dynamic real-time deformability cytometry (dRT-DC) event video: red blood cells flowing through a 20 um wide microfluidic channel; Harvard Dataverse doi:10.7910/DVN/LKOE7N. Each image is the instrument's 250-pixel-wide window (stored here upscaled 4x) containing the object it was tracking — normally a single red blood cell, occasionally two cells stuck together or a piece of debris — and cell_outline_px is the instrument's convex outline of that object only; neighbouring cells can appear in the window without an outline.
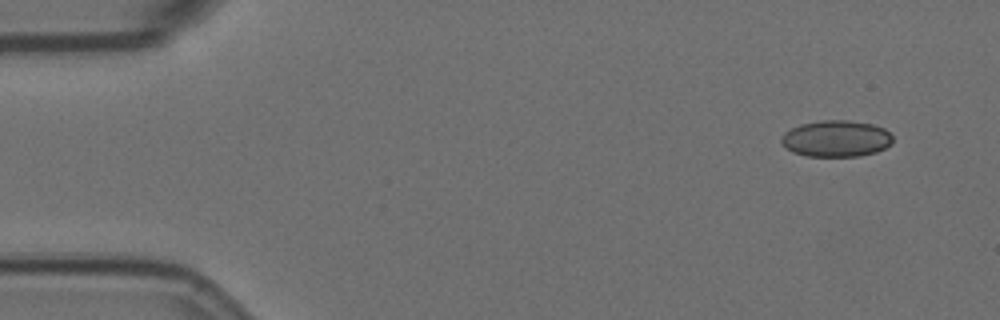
{"species": "Egyptian fruit bat (a non-hibernating species)", "species_latin": "Rousettus aegyptiacus", "temperature_condition": "room temperature", "stored_images_in_passage": 5, "segment_of_instrument_passage": [1, 2], "camera_frame_rate_fps": 3000, "um_per_image_px": 0.085, "animal": {"sex": "female"}, "frame": {"image": 1, "passage_image": 1, "time_ms": 0.0, "image_size_px": [1000, 320], "cell_outline_px": [[892, 144], [876, 152], [860, 156], [808, 156], [792, 152], [780, 140], [780, 136], [784, 132], [800, 124], [820, 120], [848, 120], [872, 124], [884, 128], [892, 136]], "centroid_in_image_um": [71.07, 11.77], "position_along_channel_um": 13.9, "area_um2": 23.7}}